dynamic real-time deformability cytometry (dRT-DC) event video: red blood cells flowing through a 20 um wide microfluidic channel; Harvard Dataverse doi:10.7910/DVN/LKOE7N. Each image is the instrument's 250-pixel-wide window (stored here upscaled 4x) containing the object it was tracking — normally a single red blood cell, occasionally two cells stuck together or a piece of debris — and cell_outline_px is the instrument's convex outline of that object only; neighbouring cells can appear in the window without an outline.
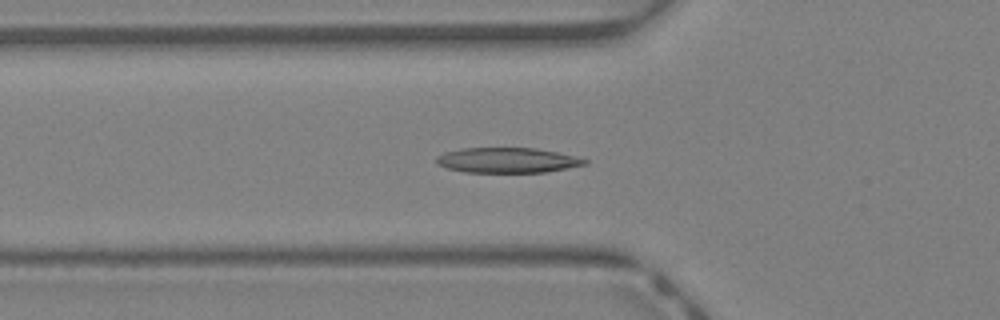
{"species": "Egyptian fruit bat (a non-hibernating species)", "species_latin": "Rousettus aegyptiacus", "temperature_condition": "warm", "stored_images_in_passage": 32, "camera_frame_rate_fps": 3000, "um_per_image_px": 0.085, "animal": {"sex": "female"}, "frame": {"image": 1, "passage_image": 4, "time_ms": 1.0, "image_size_px": [1000, 320], "cell_outline_px": [[588, 164], [548, 172], [464, 172], [448, 168], [436, 164], [436, 156], [444, 152], [460, 148], [536, 148], [556, 152], [588, 160]], "centroid_in_image_um": [43.09, 13.62], "position_along_channel_um": 82.7, "area_um2": 21.73}}
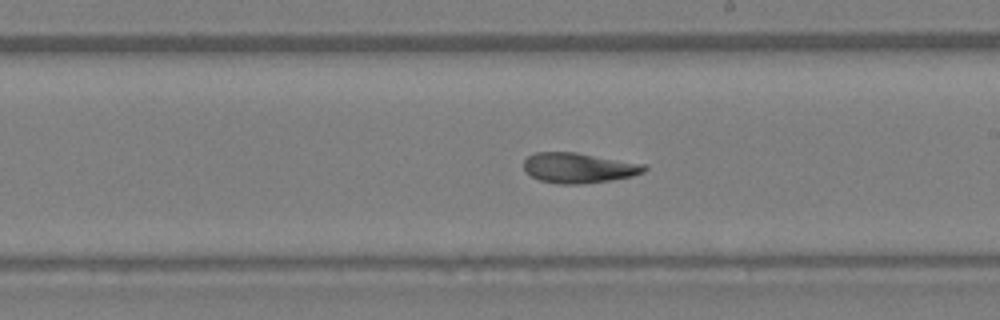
{"frame": {"image": 2, "passage_image": 14, "time_ms": 4.333, "image_size_px": [1000, 320], "cell_outline_px": [[648, 168], [644, 172], [632, 176], [608, 180], [580, 184], [560, 184], [540, 180], [532, 176], [524, 168], [524, 160], [528, 156], [536, 152], [576, 152], [648, 164]], "centroid_in_image_um": [49.23, 14.25], "position_along_channel_um": 239.8, "area_um2": 21.21}}
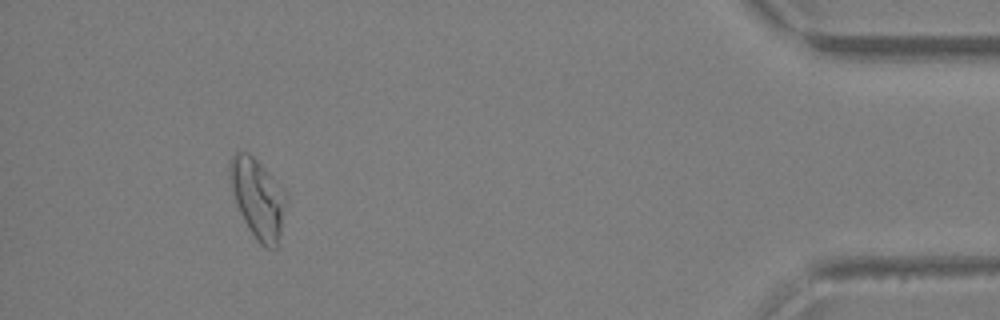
{"frame": {"image": 3, "passage_image": 29, "time_ms": 9.333, "image_size_px": [1000, 320], "cell_outline_px": [[288, 200], [276, 248], [264, 248], [256, 240], [248, 228], [236, 204], [228, 180], [228, 164], [232, 156], [236, 152], [248, 152], [284, 188]], "centroid_in_image_um": [21.9, 16.85], "position_along_channel_um": 413.3, "area_um2": 26.3}, "authors_computed_cell_mechanics": {"area_um2": 21.8195, "velocity_mm_per_s": 4.7151, "shape_relaxation_time_tau1_ms": 5.701, "shape_relaxation_time_tau2_ms": 2.5752, "deformation_change_tau1": 0.2137, "deformation_change_tau2": 0.1048}}